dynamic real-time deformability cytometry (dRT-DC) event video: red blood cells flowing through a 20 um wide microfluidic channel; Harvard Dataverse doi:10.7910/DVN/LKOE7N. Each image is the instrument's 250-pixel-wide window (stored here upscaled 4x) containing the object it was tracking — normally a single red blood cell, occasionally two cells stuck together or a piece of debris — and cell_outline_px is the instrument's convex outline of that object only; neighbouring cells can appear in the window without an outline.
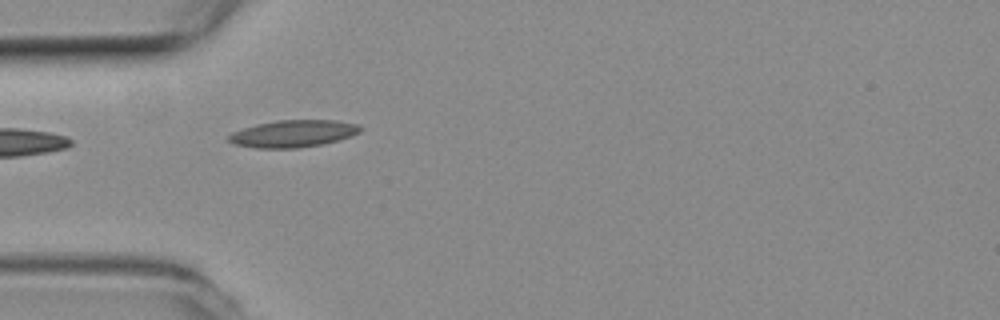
{"species": "common noctule bat (a hibernating species)", "species_latin": "Nyctalus noctula", "temperature_condition": "room temperature", "stored_images_in_passage": 4, "camera_frame_rate_fps": 3000, "um_per_image_px": 0.085, "animal": {"sex": "female", "body_mass_g": 19.3, "forearm_length_mm": 54.1}, "frame": {"image": 1, "passage_image": 4, "time_ms": 1.0, "image_size_px": [1000, 320], "cell_outline_px": [[364, 128], [360, 132], [324, 144], [296, 148], [256, 148], [232, 144], [228, 140], [228, 136], [232, 132], [256, 124], [276, 120], [336, 120], [356, 124]], "centroid_in_image_um": [24.89, 11.36], "position_along_channel_um": 60.1, "area_um2": 20.75}}